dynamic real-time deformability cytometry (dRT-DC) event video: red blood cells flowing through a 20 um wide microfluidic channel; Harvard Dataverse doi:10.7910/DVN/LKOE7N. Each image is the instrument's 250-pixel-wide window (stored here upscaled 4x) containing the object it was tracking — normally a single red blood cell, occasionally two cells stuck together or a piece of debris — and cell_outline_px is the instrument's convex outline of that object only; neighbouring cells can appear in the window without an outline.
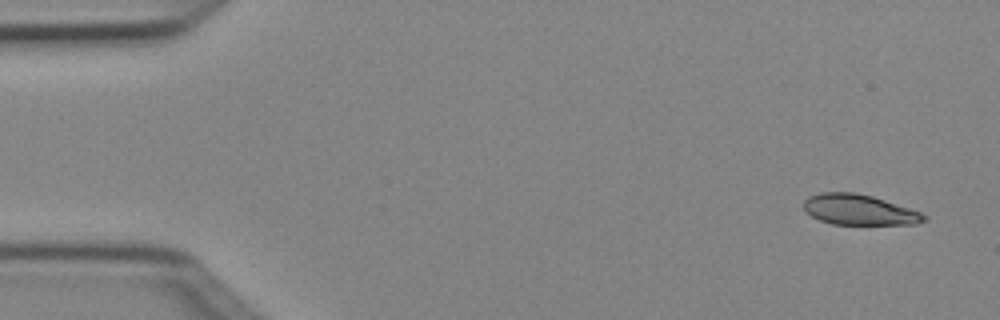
{"species": "Egyptian fruit bat (a non-hibernating species)", "species_latin": "Rousettus aegyptiacus", "temperature_condition": "cold", "stored_images_in_passage": 5, "camera_frame_rate_fps": 3000, "um_per_image_px": 0.085, "animal": {"sex": "female"}, "frame": {"image": 1, "passage_image": 1, "time_ms": 0.0, "image_size_px": [1000, 320], "cell_outline_px": [[928, 216], [924, 220], [916, 224], [832, 224], [820, 220], [812, 216], [804, 208], [804, 200], [808, 196], [820, 192], [852, 192], [872, 196], [920, 212]], "centroid_in_image_um": [73.0, 17.82], "position_along_channel_um": 12.0, "area_um2": 21.1}}